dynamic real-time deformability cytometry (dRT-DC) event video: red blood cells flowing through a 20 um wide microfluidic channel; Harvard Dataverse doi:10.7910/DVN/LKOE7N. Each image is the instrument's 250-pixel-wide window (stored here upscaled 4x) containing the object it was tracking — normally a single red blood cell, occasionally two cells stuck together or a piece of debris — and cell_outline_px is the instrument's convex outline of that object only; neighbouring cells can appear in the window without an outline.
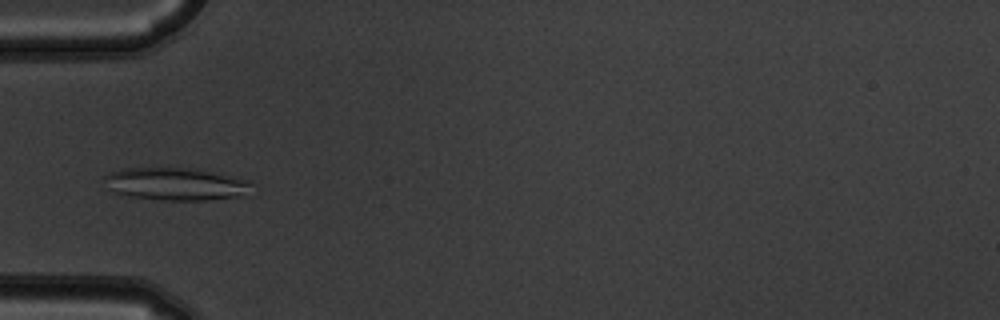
{"species": "common noctule bat (a hibernating species)", "species_latin": "Nyctalus noctula", "temperature_condition": "warm", "stored_images_in_passage": 8, "camera_frame_rate_fps": 3000, "um_per_image_px": 0.085, "animal": {"sex": "male", "body_mass_g": 19.5, "forearm_length_mm": 54.6}, "frame": {"image": 1, "passage_image": 5, "time_ms": 1.333, "image_size_px": [1000, 320], "cell_outline_px": [[256, 196], [208, 200], [160, 200], [128, 196], [112, 192], [104, 176], [112, 172], [124, 168], [196, 168], [236, 176], [252, 180]], "centroid_in_image_um": [15.17, 15.66], "position_along_channel_um": 69.8, "area_um2": 28.96}}